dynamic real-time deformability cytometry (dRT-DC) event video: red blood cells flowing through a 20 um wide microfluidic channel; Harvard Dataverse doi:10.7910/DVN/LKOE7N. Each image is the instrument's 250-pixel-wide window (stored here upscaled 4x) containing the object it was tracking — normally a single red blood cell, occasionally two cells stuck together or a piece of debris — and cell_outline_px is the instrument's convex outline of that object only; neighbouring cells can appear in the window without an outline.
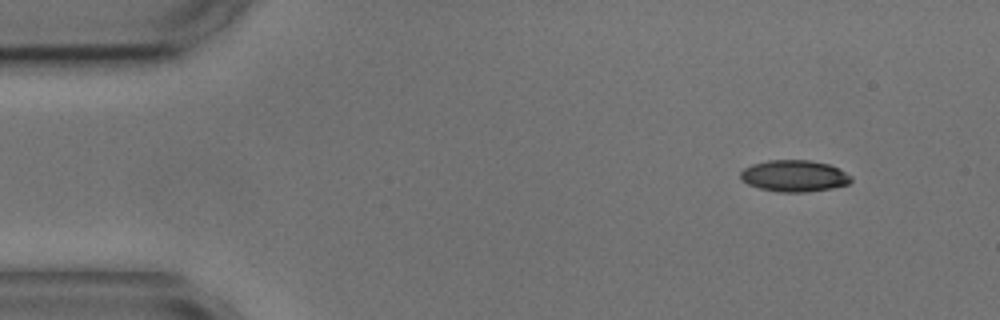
{"species": "common noctule bat (a hibernating species)", "species_latin": "Nyctalus noctula", "temperature_condition": "cold", "stored_images_in_passage": 8, "camera_frame_rate_fps": 3000, "um_per_image_px": 0.085, "animal": {"sex": "male", "body_mass_g": 17.9, "forearm_length_mm": 54.2}, "frame": {"image": 1, "passage_image": 1, "time_ms": 0.0, "image_size_px": [1000, 320], "cell_outline_px": [[852, 180], [848, 184], [832, 188], [804, 192], [780, 192], [760, 188], [748, 184], [740, 180], [740, 172], [744, 168], [752, 164], [768, 160], [808, 160], [828, 164], [840, 168], [852, 176]], "centroid_in_image_um": [67.51, 14.95], "position_along_channel_um": 17.5, "area_um2": 20.4}}
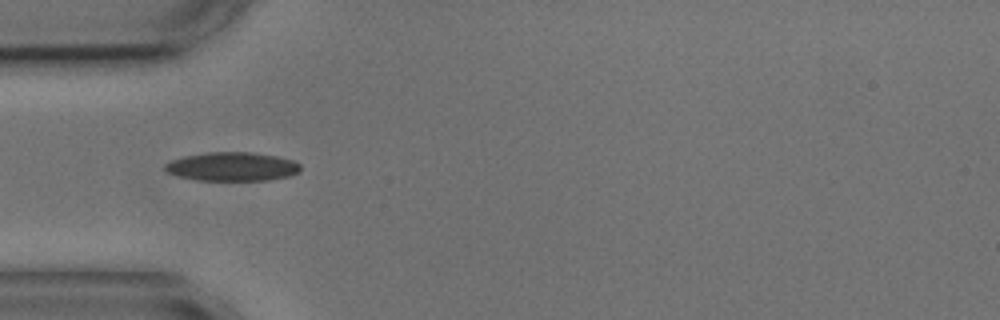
{"frame": {"image": 2, "passage_image": 4, "time_ms": 3.667, "image_size_px": [1000, 320], "cell_outline_px": [[300, 172], [288, 176], [268, 180], [196, 180], [176, 176], [168, 172], [164, 168], [164, 164], [172, 160], [184, 156], [208, 152], [252, 152], [276, 156], [292, 160], [300, 164]], "centroid_in_image_um": [19.72, 14.16], "position_along_channel_um": 65.3, "area_um2": 22.72}}